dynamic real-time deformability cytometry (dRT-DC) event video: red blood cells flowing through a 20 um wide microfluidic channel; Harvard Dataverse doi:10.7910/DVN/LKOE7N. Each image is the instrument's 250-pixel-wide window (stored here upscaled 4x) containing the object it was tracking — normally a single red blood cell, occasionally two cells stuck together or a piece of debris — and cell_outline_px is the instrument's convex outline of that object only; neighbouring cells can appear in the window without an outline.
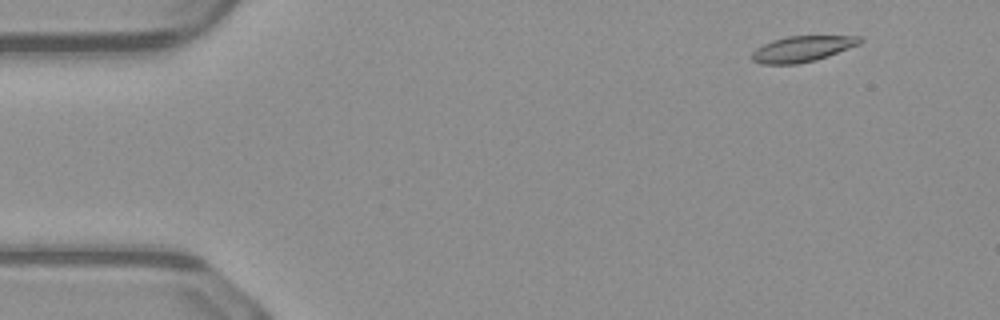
{"species": "common noctule bat (a hibernating species)", "species_latin": "Nyctalus noctula", "temperature_condition": "warm", "stored_images_in_passage": 49, "camera_frame_rate_fps": 3000, "um_per_image_px": 0.085, "animal": {"sex": "male", "body_mass_g": 23.1, "forearm_length_mm": 52.7}, "frame": {"image": 1, "passage_image": 3, "time_ms": 0.667, "image_size_px": [1000, 320], "cell_outline_px": [[864, 40], [860, 44], [828, 56], [816, 60], [796, 64], [760, 64], [752, 60], [752, 52], [756, 48], [772, 40], [788, 36], [860, 36]], "centroid_in_image_um": [68.2, 4.15], "position_along_channel_um": 16.8, "area_um2": 16.24}}
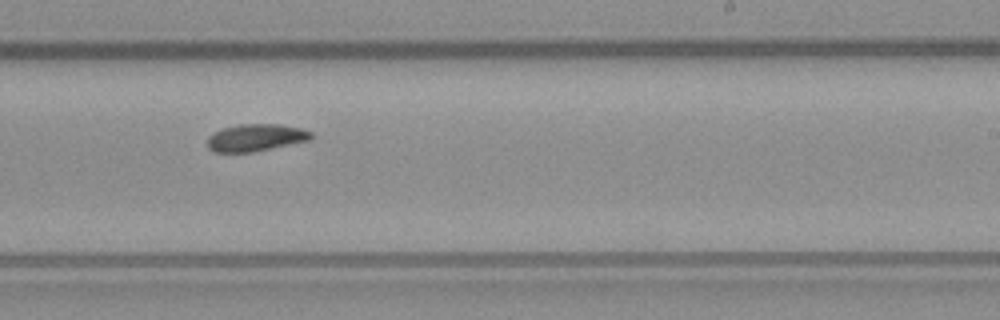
{"frame": {"image": 2, "passage_image": 29, "time_ms": 9.333, "image_size_px": [1000, 320], "cell_outline_px": [[316, 136], [312, 140], [252, 152], [212, 152], [208, 148], [208, 136], [224, 128], [236, 124], [276, 124], [300, 128], [312, 132]], "centroid_in_image_um": [21.78, 11.7], "position_along_channel_um": 267.2, "area_um2": 16.53}}
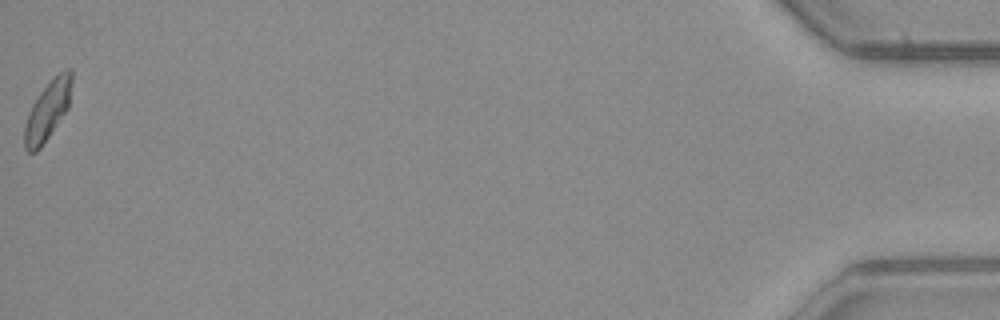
{"frame": {"image": 3, "passage_image": 49, "time_ms": 16.0, "image_size_px": [1000, 320], "cell_outline_px": [[72, 80], [68, 108], [40, 148], [36, 152], [28, 152], [24, 148], [24, 128], [28, 112], [32, 104], [40, 92], [64, 68], [72, 68]], "centroid_in_image_um": [4.04, 9.4], "position_along_channel_um": 431.2, "area_um2": 16.01}, "authors_computed_cell_mechanics": {"area_um2": 16.473, "velocity_mm_per_s": 4.0763, "shape_relaxation_time_tau1_ms": 6.6161, "shape_relaxation_time_tau2_ms": null, "deformation_change_tau1": 0.1528, "deformation_change_tau2": null}}